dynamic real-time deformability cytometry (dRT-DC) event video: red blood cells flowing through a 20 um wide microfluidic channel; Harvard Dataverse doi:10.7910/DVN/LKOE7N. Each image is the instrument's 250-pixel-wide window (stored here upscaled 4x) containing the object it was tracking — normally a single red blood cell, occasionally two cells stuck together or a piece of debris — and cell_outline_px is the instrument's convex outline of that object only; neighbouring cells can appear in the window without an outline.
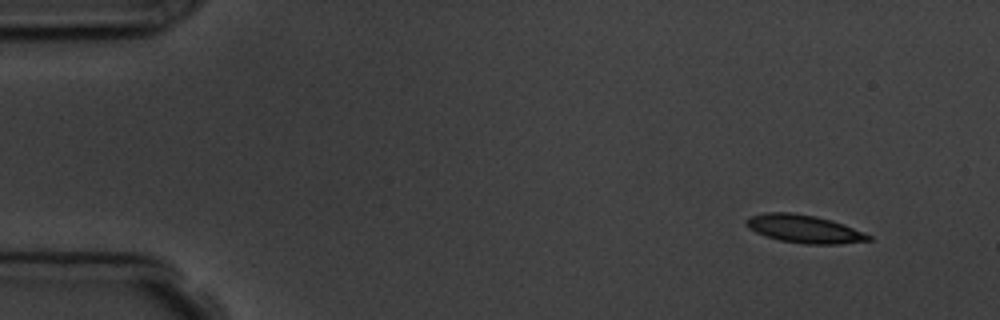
{"species": "common noctule bat (a hibernating species)", "species_latin": "Nyctalus noctula", "temperature_condition": "room temperature", "stored_images_in_passage": 4, "camera_frame_rate_fps": 3000, "um_per_image_px": 0.085, "animal": {"sex": "male", "body_mass_g": 19.5, "forearm_length_mm": 54.6}, "frame": {"image": 1, "passage_image": 1, "time_ms": 0.0, "image_size_px": [1000, 320], "cell_outline_px": [[872, 240], [840, 244], [804, 244], [780, 240], [764, 236], [748, 228], [744, 224], [744, 220], [748, 216], [764, 212], [792, 212], [816, 216], [832, 220], [844, 224], [864, 232], [872, 236]], "centroid_in_image_um": [68.32, 19.45], "position_along_channel_um": 16.7, "area_um2": 20.29}}
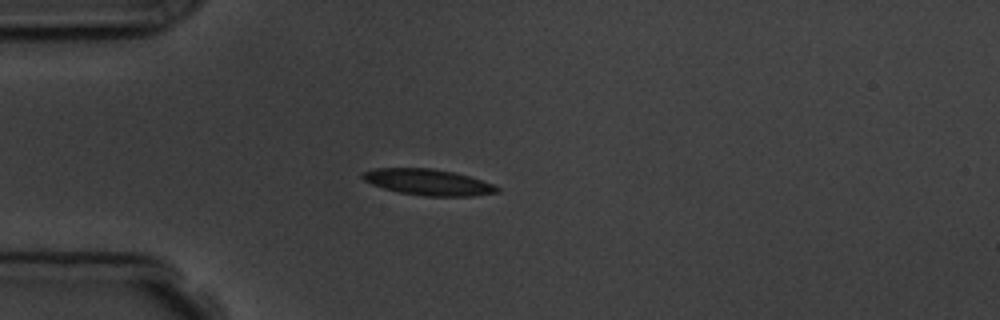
{"frame": {"image": 2, "passage_image": 4, "time_ms": 3.333, "image_size_px": [1000, 320], "cell_outline_px": [[500, 192], [472, 196], [424, 196], [400, 192], [384, 188], [372, 184], [364, 180], [360, 176], [364, 172], [376, 168], [432, 168], [456, 172], [492, 184], [500, 188]], "centroid_in_image_um": [36.4, 15.48], "position_along_channel_um": 48.6, "area_um2": 20.35}}